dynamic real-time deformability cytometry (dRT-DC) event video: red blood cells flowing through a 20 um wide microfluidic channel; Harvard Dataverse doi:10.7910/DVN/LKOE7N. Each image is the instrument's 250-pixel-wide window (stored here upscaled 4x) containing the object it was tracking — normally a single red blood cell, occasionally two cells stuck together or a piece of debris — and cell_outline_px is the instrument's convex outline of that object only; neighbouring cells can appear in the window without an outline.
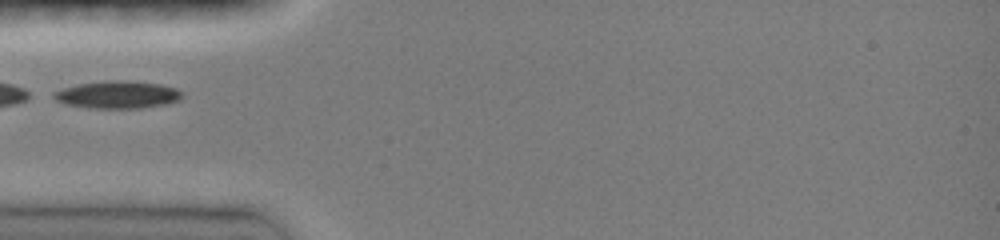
{"species": "common noctule bat (a hibernating species)", "species_latin": "Nyctalus noctula", "temperature_condition": "room temperature", "stored_images_in_passage": 28, "camera_frame_rate_fps": 3000, "um_per_image_px": 0.085, "animal": {"sex": "female", "body_mass_g": 19.0, "forearm_length_mm": 51.5}, "frame": {"image": 1, "passage_image": 1, "time_ms": 0.0, "image_size_px": [1000, 240], "cell_outline_px": [[184, 96], [180, 100], [164, 104], [140, 108], [88, 108], [64, 104], [56, 100], [52, 96], [52, 92], [76, 84], [108, 80], [124, 80], [160, 84], [176, 88], [184, 92]], "centroid_in_image_um": [9.99, 8.04], "position_along_channel_um": 75.0, "area_um2": 20.75}}